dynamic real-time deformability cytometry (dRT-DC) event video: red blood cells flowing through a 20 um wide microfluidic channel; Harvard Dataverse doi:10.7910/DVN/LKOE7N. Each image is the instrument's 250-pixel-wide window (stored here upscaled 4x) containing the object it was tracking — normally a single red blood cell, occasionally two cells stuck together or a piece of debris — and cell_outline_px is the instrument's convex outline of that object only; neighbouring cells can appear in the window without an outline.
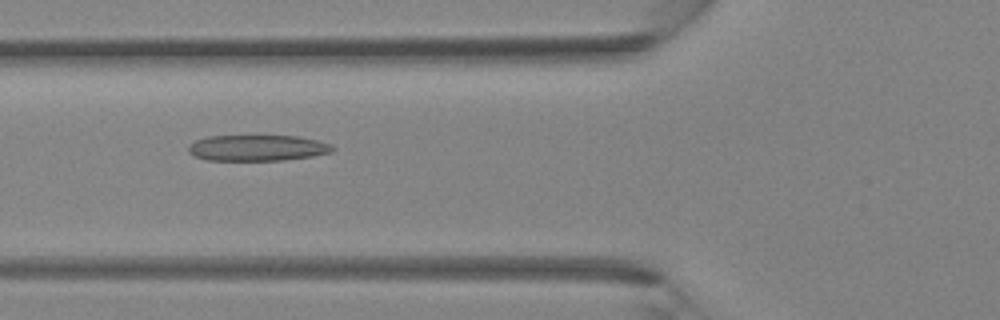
{"species": "Egyptian fruit bat (a non-hibernating species)", "species_latin": "Rousettus aegyptiacus", "temperature_condition": "room temperature", "stored_images_in_passage": 40, "camera_frame_rate_fps": 3000, "um_per_image_px": 0.085, "animal": {"sex": "female"}, "frame": {"image": 1, "passage_image": 15, "time_ms": 4.667, "image_size_px": [1000, 320], "cell_outline_px": [[336, 148], [332, 152], [312, 156], [284, 160], [208, 160], [192, 156], [188, 152], [188, 144], [196, 140], [208, 136], [296, 136], [316, 140], [332, 144]], "centroid_in_image_um": [21.86, 12.57], "position_along_channel_um": 103.9, "area_um2": 21.91}}
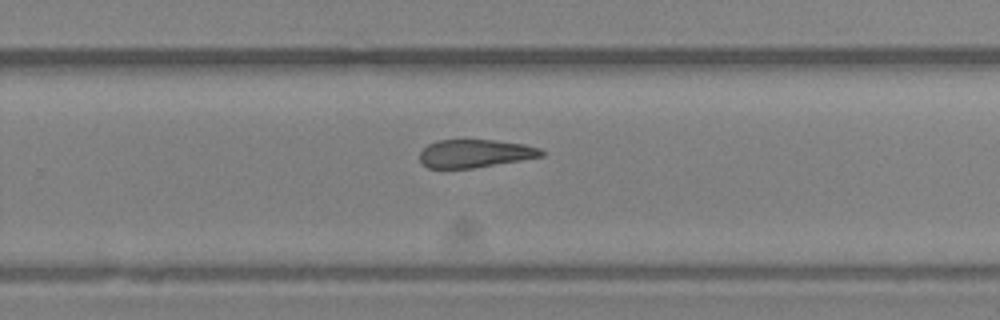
{"frame": {"image": 2, "passage_image": 26, "time_ms": 8.333, "image_size_px": [1000, 320], "cell_outline_px": [[544, 156], [472, 168], [428, 168], [420, 160], [420, 152], [428, 144], [436, 140], [496, 140], [524, 144], [540, 148], [544, 152]], "centroid_in_image_um": [40.38, 13.04], "position_along_channel_um": 289.4, "area_um2": 19.77}}
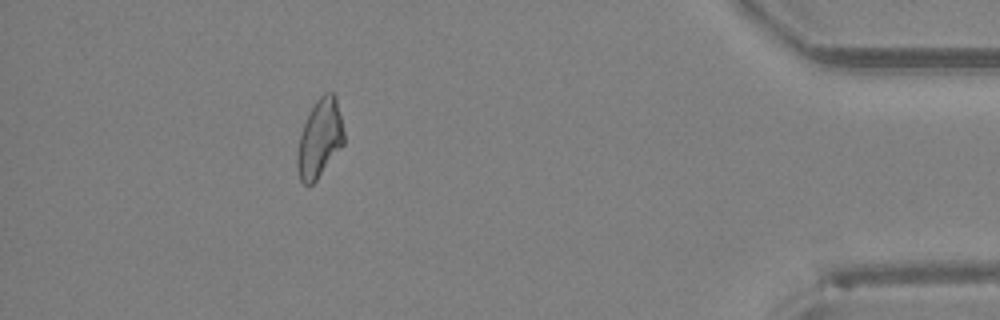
{"frame": {"image": 3, "passage_image": 36, "time_ms": 11.667, "image_size_px": [1000, 320], "cell_outline_px": [[344, 144], [316, 180], [312, 184], [304, 184], [300, 180], [296, 164], [296, 156], [300, 136], [308, 112], [316, 100], [324, 92], [332, 92], [336, 96], [344, 132]], "centroid_in_image_um": [27.17, 11.75], "position_along_channel_um": 408.0, "area_um2": 21.21}}